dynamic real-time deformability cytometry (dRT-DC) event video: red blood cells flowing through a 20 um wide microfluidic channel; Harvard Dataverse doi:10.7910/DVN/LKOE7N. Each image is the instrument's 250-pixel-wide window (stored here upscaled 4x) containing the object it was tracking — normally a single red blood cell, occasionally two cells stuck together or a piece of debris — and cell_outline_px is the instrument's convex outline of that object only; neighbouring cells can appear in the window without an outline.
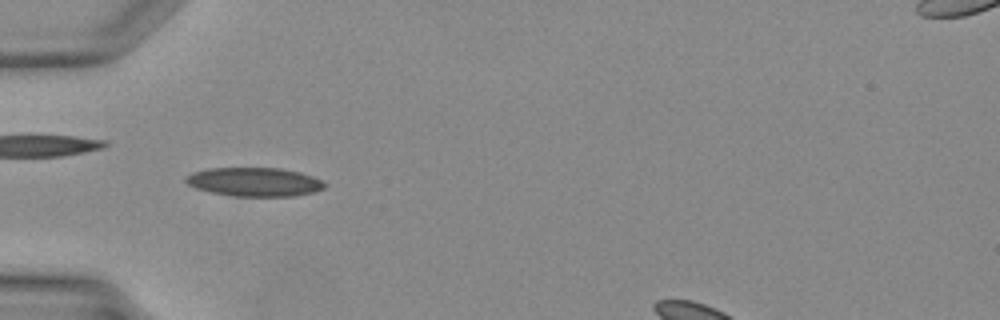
{"species": "Egyptian fruit bat (a non-hibernating species)", "species_latin": "Rousettus aegyptiacus", "temperature_condition": "warm", "stored_images_in_passage": 22, "camera_frame_rate_fps": 3000, "um_per_image_px": 0.085, "animal": {"sex": "female"}, "frame": {"image": 1, "passage_image": 4, "time_ms": 1.0, "image_size_px": [1000, 320], "cell_outline_px": [[328, 184], [324, 188], [312, 192], [292, 196], [232, 196], [212, 192], [196, 188], [188, 184], [184, 180], [188, 176], [196, 172], [208, 168], [280, 168], [300, 172], [312, 176]], "centroid_in_image_um": [21.65, 15.46], "position_along_channel_um": 63.3, "area_um2": 23.06}}